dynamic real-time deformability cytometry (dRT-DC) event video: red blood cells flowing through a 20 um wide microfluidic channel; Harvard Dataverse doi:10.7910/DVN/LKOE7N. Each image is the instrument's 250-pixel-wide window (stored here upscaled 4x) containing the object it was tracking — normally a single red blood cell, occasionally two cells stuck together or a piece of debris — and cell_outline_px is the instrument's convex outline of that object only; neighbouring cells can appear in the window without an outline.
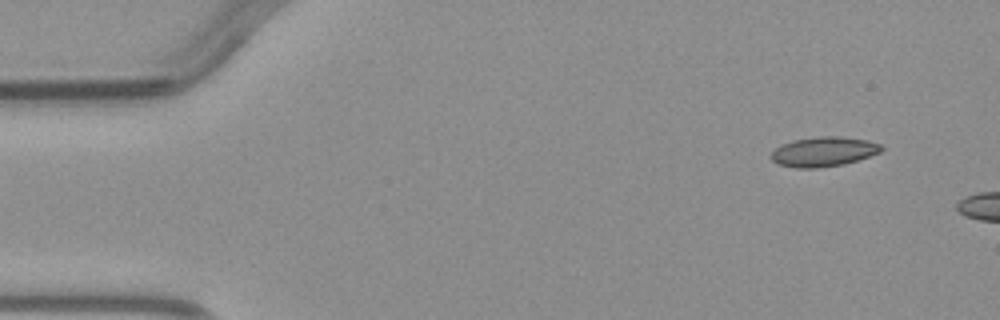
{"species": "common noctule bat (a hibernating species)", "species_latin": "Nyctalus noctula", "temperature_condition": "warm", "stored_images_in_passage": 5, "camera_frame_rate_fps": 3000, "um_per_image_px": 0.085, "animal": {"sex": "male", "body_mass_g": 23.1, "forearm_length_mm": 52.7}, "frame": {"image": 1, "passage_image": 1, "time_ms": 0.0, "image_size_px": [1000, 320], "cell_outline_px": [[884, 148], [880, 152], [844, 164], [816, 168], [796, 168], [780, 164], [772, 160], [768, 156], [776, 148], [792, 140], [820, 136], [836, 136], [864, 140], [880, 144]], "centroid_in_image_um": [69.97, 12.89], "position_along_channel_um": 15.0, "area_um2": 18.79}}
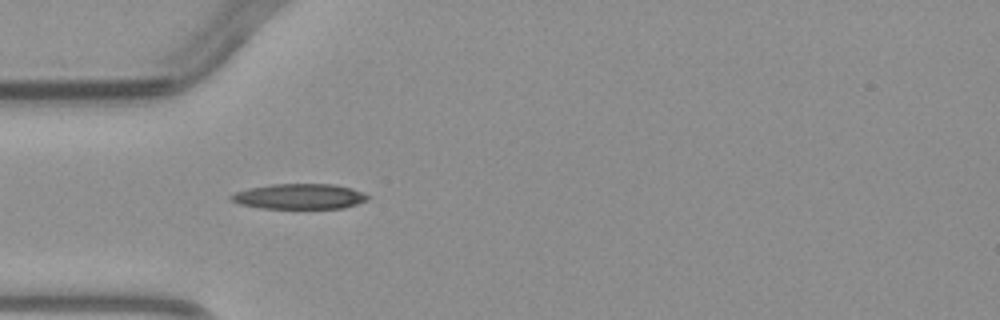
{"frame": {"image": 2, "passage_image": 5, "time_ms": 5.667, "image_size_px": [1000, 320], "cell_outline_px": [[372, 196], [368, 200], [344, 208], [264, 208], [240, 204], [232, 200], [228, 196], [236, 192], [248, 188], [272, 184], [332, 184], [352, 188], [364, 192]], "centroid_in_image_um": [25.5, 16.69], "position_along_channel_um": 59.5, "area_um2": 20.17}}